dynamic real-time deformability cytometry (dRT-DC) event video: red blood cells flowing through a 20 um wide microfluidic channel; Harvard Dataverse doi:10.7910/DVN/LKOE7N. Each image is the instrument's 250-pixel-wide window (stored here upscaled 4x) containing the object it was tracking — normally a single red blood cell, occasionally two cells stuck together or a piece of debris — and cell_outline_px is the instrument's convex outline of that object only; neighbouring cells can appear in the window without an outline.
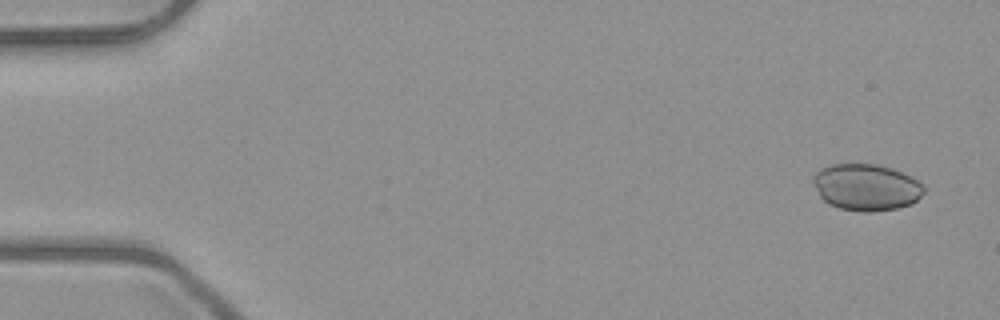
{"species": "common noctule bat (a hibernating species)", "species_latin": "Nyctalus noctula", "temperature_condition": "room temperature", "stored_images_in_passage": 4, "camera_frame_rate_fps": 3000, "um_per_image_px": 0.085, "animal": {"sex": "male", "body_mass_g": 23.1, "forearm_length_mm": 52.7}, "frame": {"image": 1, "passage_image": 1, "time_ms": 0.0, "image_size_px": [1000, 320], "cell_outline_px": [[924, 192], [912, 204], [896, 208], [868, 212], [864, 212], [840, 208], [828, 204], [820, 196], [812, 180], [812, 176], [820, 168], [828, 164], [876, 164], [892, 168], [912, 176], [924, 184]], "centroid_in_image_um": [73.63, 15.9], "position_along_channel_um": 11.4, "area_um2": 30.23}}